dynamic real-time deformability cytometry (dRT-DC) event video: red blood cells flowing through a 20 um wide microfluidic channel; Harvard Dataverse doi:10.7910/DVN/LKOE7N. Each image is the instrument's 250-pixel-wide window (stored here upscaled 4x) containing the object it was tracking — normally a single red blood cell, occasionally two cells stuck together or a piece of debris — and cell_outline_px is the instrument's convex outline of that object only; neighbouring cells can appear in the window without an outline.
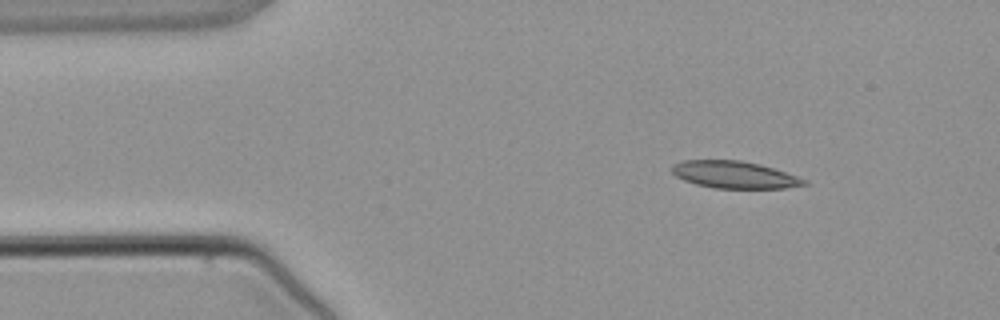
{"species": "common noctule bat (a hibernating species)", "species_latin": "Nyctalus noctula", "temperature_condition": "warm", "stored_images_in_passage": 3, "camera_frame_rate_fps": 3000, "um_per_image_px": 0.085, "animal": {"sex": "male", "body_mass_g": 21.5, "forearm_length_mm": 52.0}, "frame": {"image": 1, "passage_image": 1, "time_ms": 0.0, "image_size_px": [1000, 320], "cell_outline_px": [[808, 184], [784, 188], [716, 188], [696, 184], [684, 180], [676, 176], [672, 172], [672, 164], [684, 160], [740, 160], [760, 164], [808, 180]], "centroid_in_image_um": [62.41, 14.85], "position_along_channel_um": 22.6, "area_um2": 20.75}}
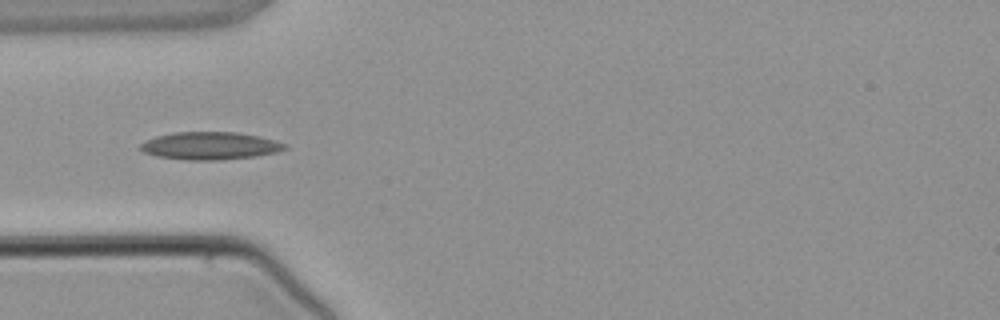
{"frame": {"image": 2, "passage_image": 3, "time_ms": 2.333, "image_size_px": [1000, 320], "cell_outline_px": [[288, 148], [276, 152], [256, 156], [220, 160], [188, 160], [156, 156], [144, 152], [140, 148], [140, 144], [144, 140], [156, 136], [172, 132], [236, 132], [260, 136], [276, 140], [288, 144]], "centroid_in_image_um": [17.87, 12.38], "position_along_channel_um": 67.1, "area_um2": 23.47}}